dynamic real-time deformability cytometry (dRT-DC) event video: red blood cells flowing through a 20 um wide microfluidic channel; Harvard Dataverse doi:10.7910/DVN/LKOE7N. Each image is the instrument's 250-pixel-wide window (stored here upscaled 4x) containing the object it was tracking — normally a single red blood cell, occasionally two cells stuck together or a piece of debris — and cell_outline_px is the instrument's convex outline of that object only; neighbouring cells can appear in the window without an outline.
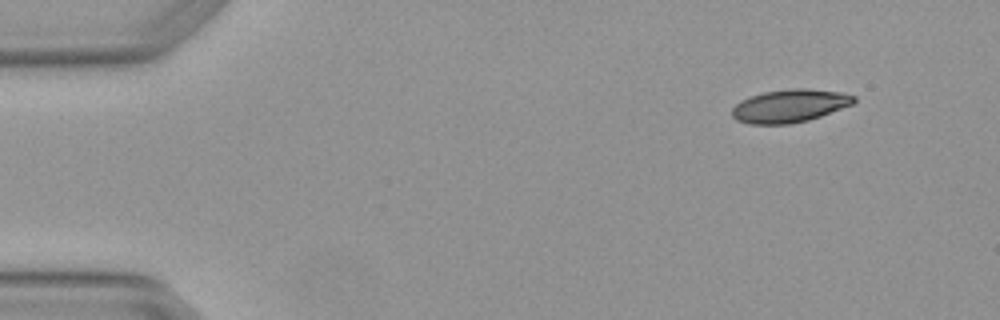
{"species": "Egyptian fruit bat (a non-hibernating species)", "species_latin": "Rousettus aegyptiacus", "temperature_condition": "warm", "stored_images_in_passage": 4, "camera_frame_rate_fps": 3000, "um_per_image_px": 0.085, "animal": {"sex": "female"}, "frame": {"image": 1, "passage_image": 1, "time_ms": 0.0, "image_size_px": [1000, 320], "cell_outline_px": [[856, 100], [852, 104], [820, 116], [808, 120], [788, 124], [748, 124], [736, 120], [732, 116], [732, 108], [740, 100], [764, 92], [792, 88], [808, 88], [844, 92], [856, 96]], "centroid_in_image_um": [67.13, 8.99], "position_along_channel_um": 17.9, "area_um2": 23.47}}
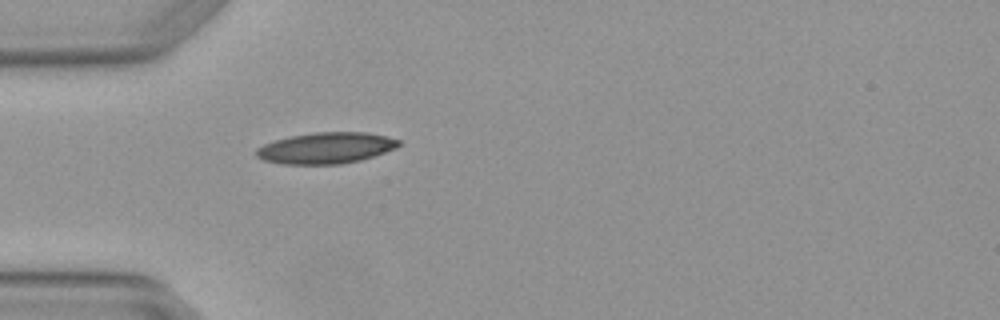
{"frame": {"image": 2, "passage_image": 4, "time_ms": 1.0, "image_size_px": [1000, 320], "cell_outline_px": [[400, 144], [396, 148], [360, 160], [340, 164], [284, 164], [264, 160], [256, 156], [256, 148], [264, 144], [276, 140], [292, 136], [316, 132], [368, 132], [400, 140]], "centroid_in_image_um": [27.7, 12.58], "position_along_channel_um": 57.3, "area_um2": 25.61}}